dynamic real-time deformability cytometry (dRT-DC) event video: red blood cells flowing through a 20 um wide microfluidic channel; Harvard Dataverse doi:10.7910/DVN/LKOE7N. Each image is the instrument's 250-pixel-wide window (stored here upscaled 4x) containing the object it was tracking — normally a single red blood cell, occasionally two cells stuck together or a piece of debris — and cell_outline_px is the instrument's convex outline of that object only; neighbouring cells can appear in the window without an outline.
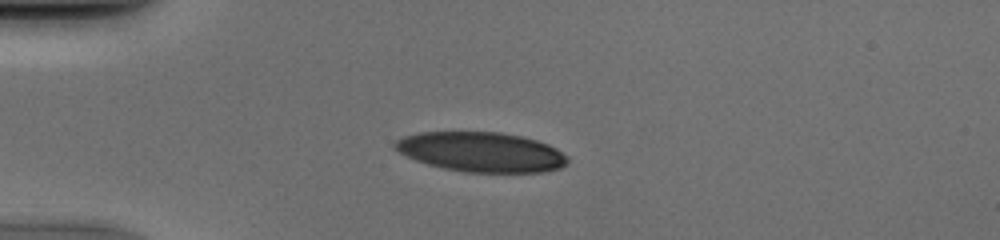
{"species": "human", "species_latin": "Homo sapiens", "temperature_condition": "cold", "stored_images_in_passage": 38, "camera_frame_rate_fps": 3000, "um_per_image_px": 0.085, "donor": {"sex": "male"}, "frame": {"image": 1, "passage_image": 1, "time_ms": 0.0, "image_size_px": [1000, 240], "cell_outline_px": [[568, 160], [560, 168], [544, 172], [464, 172], [444, 168], [428, 164], [416, 160], [392, 148], [392, 144], [396, 140], [404, 136], [420, 132], [500, 132], [520, 136], [536, 140], [548, 144], [556, 148], [568, 156]], "centroid_in_image_um": [40.9, 12.91], "position_along_channel_um": 44.1, "area_um2": 39.94}}
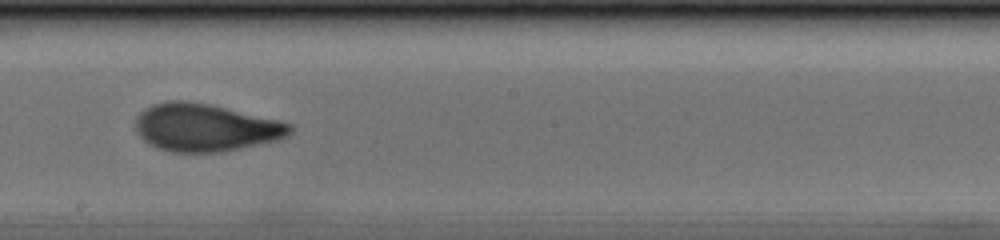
{"frame": {"image": 2, "passage_image": 17, "time_ms": 5.333, "image_size_px": [1000, 240], "cell_outline_px": [[296, 128], [288, 136], [276, 140], [224, 152], [172, 152], [156, 148], [148, 144], [136, 132], [136, 116], [144, 108], [152, 104], [168, 100], [184, 100], [208, 104], [280, 120], [292, 124]], "centroid_in_image_um": [17.45, 10.84], "position_along_channel_um": 230.7, "area_um2": 43.18}}
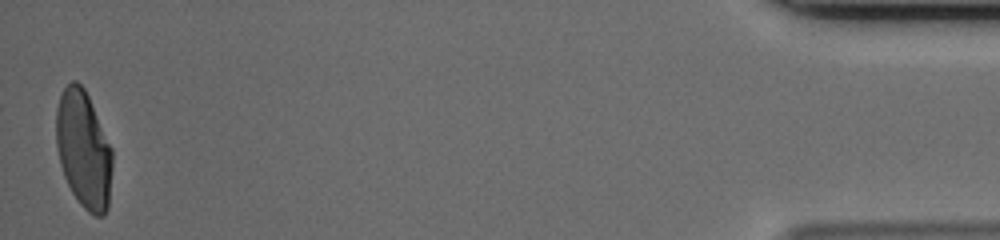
{"frame": {"image": 3, "passage_image": 38, "time_ms": 12.333, "image_size_px": [1000, 240], "cell_outline_px": [[112, 168], [108, 208], [104, 216], [96, 216], [88, 212], [80, 204], [72, 192], [64, 176], [60, 164], [56, 144], [56, 108], [60, 96], [64, 88], [72, 80], [76, 80], [84, 88], [88, 96], [112, 148]], "centroid_in_image_um": [7.11, 12.72], "position_along_channel_um": 428.1, "area_um2": 38.44}}